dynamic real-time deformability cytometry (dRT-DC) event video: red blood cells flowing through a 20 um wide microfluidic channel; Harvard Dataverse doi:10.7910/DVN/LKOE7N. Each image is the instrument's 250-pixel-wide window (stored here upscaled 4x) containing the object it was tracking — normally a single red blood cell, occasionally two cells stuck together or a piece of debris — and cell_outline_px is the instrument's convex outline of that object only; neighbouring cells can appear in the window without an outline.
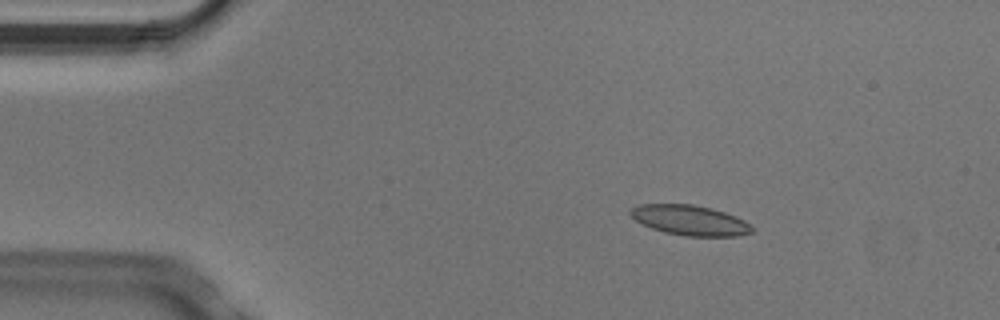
{"species": "Egyptian fruit bat (a non-hibernating species)", "species_latin": "Rousettus aegyptiacus", "temperature_condition": "cold", "stored_images_in_passage": 4, "camera_frame_rate_fps": 3000, "um_per_image_px": 0.085, "animal": {"sex": "male"}, "frame": {"image": 1, "passage_image": 2, "time_ms": 0.333, "image_size_px": [1000, 320], "cell_outline_px": [[756, 228], [752, 232], [736, 236], [684, 236], [664, 232], [652, 228], [636, 220], [628, 212], [632, 208], [640, 204], [692, 204], [712, 208], [736, 216], [744, 220]], "centroid_in_image_um": [58.68, 18.72], "position_along_channel_um": 26.3, "area_um2": 21.33}}